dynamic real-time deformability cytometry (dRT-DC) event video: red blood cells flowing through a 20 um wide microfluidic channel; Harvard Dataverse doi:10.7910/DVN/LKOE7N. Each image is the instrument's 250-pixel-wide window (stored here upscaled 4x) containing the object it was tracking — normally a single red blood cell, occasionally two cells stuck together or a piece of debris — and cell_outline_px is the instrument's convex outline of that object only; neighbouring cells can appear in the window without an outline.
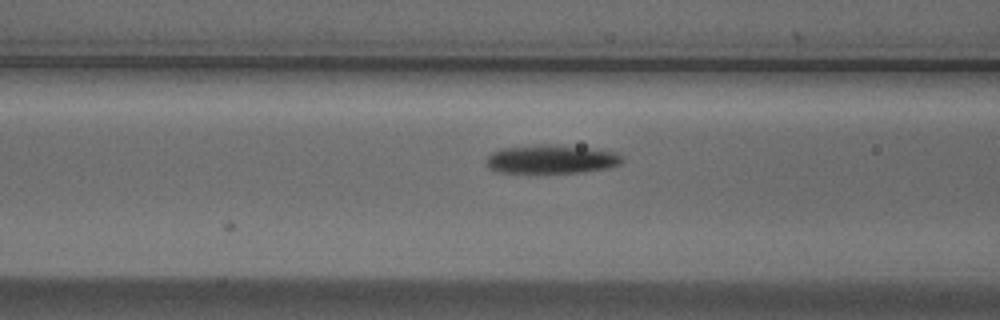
{"species": "Egyptian fruit bat (a non-hibernating species)", "species_latin": "Rousettus aegyptiacus", "temperature_condition": "cold", "stored_images_in_passage": 6, "camera_frame_rate_fps": 3000, "um_per_image_px": 0.085, "animal": {"sex": "male"}, "frame": {"image": 1, "passage_image": 4, "time_ms": 1.0, "image_size_px": [1000, 320], "cell_outline_px": [[624, 160], [620, 164], [608, 168], [580, 172], [496, 172], [488, 168], [484, 164], [484, 160], [492, 152], [500, 148], [540, 144], [556, 144], [588, 148], [616, 152]], "centroid_in_image_um": [46.8, 13.52], "position_along_channel_um": 119.8, "area_um2": 22.83}}